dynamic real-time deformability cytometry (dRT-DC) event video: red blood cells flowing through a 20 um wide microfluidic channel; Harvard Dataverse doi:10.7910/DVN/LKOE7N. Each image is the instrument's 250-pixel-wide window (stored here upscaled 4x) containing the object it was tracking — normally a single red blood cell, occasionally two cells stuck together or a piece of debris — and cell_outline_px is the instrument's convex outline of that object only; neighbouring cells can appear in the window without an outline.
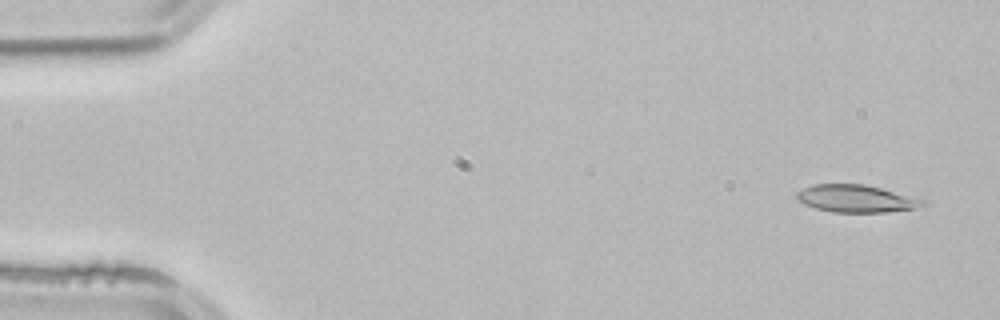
{"species": "common noctule bat (a hibernating species)", "species_latin": "Nyctalus noctula", "temperature_condition": "room temperature", "stored_images_in_passage": 4, "segment_of_instrument_passage": [1, 2], "camera_frame_rate_fps": 3000, "um_per_image_px": 0.085, "animal": {"sex": "male", "body_mass_g": 21.5, "forearm_length_mm": 52.0}, "frame": {"image": 1, "passage_image": 1, "time_ms": 0.0, "image_size_px": [1000, 320], "cell_outline_px": [[924, 204], [912, 208], [884, 212], [832, 212], [816, 208], [804, 204], [796, 200], [796, 192], [812, 184], [864, 184], [920, 196], [924, 200]], "centroid_in_image_um": [72.78, 16.86], "position_along_channel_um": 12.2, "area_um2": 20.35}}